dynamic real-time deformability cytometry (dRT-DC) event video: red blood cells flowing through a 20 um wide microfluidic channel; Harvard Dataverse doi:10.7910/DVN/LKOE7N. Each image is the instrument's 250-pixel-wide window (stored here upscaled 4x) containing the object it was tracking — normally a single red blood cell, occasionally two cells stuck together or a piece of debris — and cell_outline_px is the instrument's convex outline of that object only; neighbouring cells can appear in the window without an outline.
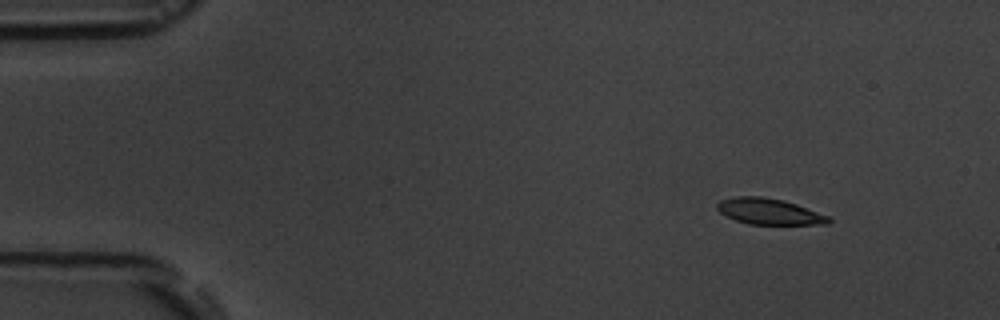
{"species": "common noctule bat (a hibernating species)", "species_latin": "Nyctalus noctula", "temperature_condition": "room temperature", "stored_images_in_passage": 2, "segment_of_instrument_passage": [1, 2], "camera_frame_rate_fps": 3000, "um_per_image_px": 0.085, "animal": {"sex": "male", "body_mass_g": 19.5, "forearm_length_mm": 54.6}, "frame": {"image": 1, "passage_image": 1, "time_ms": 0.0, "image_size_px": [1000, 320], "cell_outline_px": [[832, 220], [828, 224], [748, 224], [724, 216], [716, 208], [716, 204], [720, 200], [736, 196], [760, 196], [784, 200], [796, 204], [828, 216]], "centroid_in_image_um": [65.33, 17.97], "position_along_channel_um": 19.7, "area_um2": 16.88}}